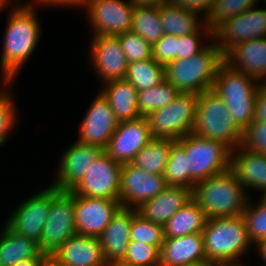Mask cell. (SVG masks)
Returning a JSON list of instances; mask_svg holds the SVG:
<instances>
[{
    "label": "cell",
    "instance_id": "13",
    "mask_svg": "<svg viewBox=\"0 0 266 266\" xmlns=\"http://www.w3.org/2000/svg\"><path fill=\"white\" fill-rule=\"evenodd\" d=\"M164 175L147 173L131 163L121 164L119 201L123 208H138L166 187Z\"/></svg>",
    "mask_w": 266,
    "mask_h": 266
},
{
    "label": "cell",
    "instance_id": "6",
    "mask_svg": "<svg viewBox=\"0 0 266 266\" xmlns=\"http://www.w3.org/2000/svg\"><path fill=\"white\" fill-rule=\"evenodd\" d=\"M192 133L221 141L232 150L241 145L243 139V131L234 122L230 110L212 89L198 95Z\"/></svg>",
    "mask_w": 266,
    "mask_h": 266
},
{
    "label": "cell",
    "instance_id": "50",
    "mask_svg": "<svg viewBox=\"0 0 266 266\" xmlns=\"http://www.w3.org/2000/svg\"><path fill=\"white\" fill-rule=\"evenodd\" d=\"M17 2V0H0V13L3 11L2 9H6L8 8V6H13L15 3Z\"/></svg>",
    "mask_w": 266,
    "mask_h": 266
},
{
    "label": "cell",
    "instance_id": "45",
    "mask_svg": "<svg viewBox=\"0 0 266 266\" xmlns=\"http://www.w3.org/2000/svg\"><path fill=\"white\" fill-rule=\"evenodd\" d=\"M254 120L266 122V84H261L255 99Z\"/></svg>",
    "mask_w": 266,
    "mask_h": 266
},
{
    "label": "cell",
    "instance_id": "3",
    "mask_svg": "<svg viewBox=\"0 0 266 266\" xmlns=\"http://www.w3.org/2000/svg\"><path fill=\"white\" fill-rule=\"evenodd\" d=\"M248 194L230 168L197 182L193 190L207 218L242 215L251 198Z\"/></svg>",
    "mask_w": 266,
    "mask_h": 266
},
{
    "label": "cell",
    "instance_id": "43",
    "mask_svg": "<svg viewBox=\"0 0 266 266\" xmlns=\"http://www.w3.org/2000/svg\"><path fill=\"white\" fill-rule=\"evenodd\" d=\"M178 41L179 36L164 34L152 45V57L164 66L178 59Z\"/></svg>",
    "mask_w": 266,
    "mask_h": 266
},
{
    "label": "cell",
    "instance_id": "17",
    "mask_svg": "<svg viewBox=\"0 0 266 266\" xmlns=\"http://www.w3.org/2000/svg\"><path fill=\"white\" fill-rule=\"evenodd\" d=\"M79 123V134L76 141L106 149L109 140L116 130L118 121L110 104L100 91Z\"/></svg>",
    "mask_w": 266,
    "mask_h": 266
},
{
    "label": "cell",
    "instance_id": "19",
    "mask_svg": "<svg viewBox=\"0 0 266 266\" xmlns=\"http://www.w3.org/2000/svg\"><path fill=\"white\" fill-rule=\"evenodd\" d=\"M103 152L104 150L98 146L73 142L62 153L56 178L51 185L58 190L72 191Z\"/></svg>",
    "mask_w": 266,
    "mask_h": 266
},
{
    "label": "cell",
    "instance_id": "32",
    "mask_svg": "<svg viewBox=\"0 0 266 266\" xmlns=\"http://www.w3.org/2000/svg\"><path fill=\"white\" fill-rule=\"evenodd\" d=\"M125 79L137 91L149 89L165 80V66L158 63L153 57L143 61L128 63Z\"/></svg>",
    "mask_w": 266,
    "mask_h": 266
},
{
    "label": "cell",
    "instance_id": "9",
    "mask_svg": "<svg viewBox=\"0 0 266 266\" xmlns=\"http://www.w3.org/2000/svg\"><path fill=\"white\" fill-rule=\"evenodd\" d=\"M73 193L51 185V204L38 245L41 253L51 257L70 237L76 235Z\"/></svg>",
    "mask_w": 266,
    "mask_h": 266
},
{
    "label": "cell",
    "instance_id": "23",
    "mask_svg": "<svg viewBox=\"0 0 266 266\" xmlns=\"http://www.w3.org/2000/svg\"><path fill=\"white\" fill-rule=\"evenodd\" d=\"M193 197V190L184 186H167L154 198L143 202L137 213L144 219L165 225Z\"/></svg>",
    "mask_w": 266,
    "mask_h": 266
},
{
    "label": "cell",
    "instance_id": "21",
    "mask_svg": "<svg viewBox=\"0 0 266 266\" xmlns=\"http://www.w3.org/2000/svg\"><path fill=\"white\" fill-rule=\"evenodd\" d=\"M224 63L266 84V37L241 42L223 55Z\"/></svg>",
    "mask_w": 266,
    "mask_h": 266
},
{
    "label": "cell",
    "instance_id": "10",
    "mask_svg": "<svg viewBox=\"0 0 266 266\" xmlns=\"http://www.w3.org/2000/svg\"><path fill=\"white\" fill-rule=\"evenodd\" d=\"M256 7L228 18L212 31V39L223 55L238 43L266 37V6Z\"/></svg>",
    "mask_w": 266,
    "mask_h": 266
},
{
    "label": "cell",
    "instance_id": "34",
    "mask_svg": "<svg viewBox=\"0 0 266 266\" xmlns=\"http://www.w3.org/2000/svg\"><path fill=\"white\" fill-rule=\"evenodd\" d=\"M163 175L168 186H184L191 189V175L185 148L178 141L171 146Z\"/></svg>",
    "mask_w": 266,
    "mask_h": 266
},
{
    "label": "cell",
    "instance_id": "37",
    "mask_svg": "<svg viewBox=\"0 0 266 266\" xmlns=\"http://www.w3.org/2000/svg\"><path fill=\"white\" fill-rule=\"evenodd\" d=\"M260 0H214V5L205 23L212 31L228 18L240 15L245 10L259 4Z\"/></svg>",
    "mask_w": 266,
    "mask_h": 266
},
{
    "label": "cell",
    "instance_id": "8",
    "mask_svg": "<svg viewBox=\"0 0 266 266\" xmlns=\"http://www.w3.org/2000/svg\"><path fill=\"white\" fill-rule=\"evenodd\" d=\"M198 95L180 92L172 102L145 116L153 138L178 141L192 133Z\"/></svg>",
    "mask_w": 266,
    "mask_h": 266
},
{
    "label": "cell",
    "instance_id": "38",
    "mask_svg": "<svg viewBox=\"0 0 266 266\" xmlns=\"http://www.w3.org/2000/svg\"><path fill=\"white\" fill-rule=\"evenodd\" d=\"M160 248L142 241H130L120 263L126 266H160Z\"/></svg>",
    "mask_w": 266,
    "mask_h": 266
},
{
    "label": "cell",
    "instance_id": "29",
    "mask_svg": "<svg viewBox=\"0 0 266 266\" xmlns=\"http://www.w3.org/2000/svg\"><path fill=\"white\" fill-rule=\"evenodd\" d=\"M160 19L164 34L184 36L197 32L205 19L200 14L174 6L167 1L160 4Z\"/></svg>",
    "mask_w": 266,
    "mask_h": 266
},
{
    "label": "cell",
    "instance_id": "11",
    "mask_svg": "<svg viewBox=\"0 0 266 266\" xmlns=\"http://www.w3.org/2000/svg\"><path fill=\"white\" fill-rule=\"evenodd\" d=\"M50 204L51 184L18 204V207L12 210L8 216L5 224L15 233L25 236L39 245Z\"/></svg>",
    "mask_w": 266,
    "mask_h": 266
},
{
    "label": "cell",
    "instance_id": "24",
    "mask_svg": "<svg viewBox=\"0 0 266 266\" xmlns=\"http://www.w3.org/2000/svg\"><path fill=\"white\" fill-rule=\"evenodd\" d=\"M230 169L247 191L266 190V155L239 145L231 151Z\"/></svg>",
    "mask_w": 266,
    "mask_h": 266
},
{
    "label": "cell",
    "instance_id": "52",
    "mask_svg": "<svg viewBox=\"0 0 266 266\" xmlns=\"http://www.w3.org/2000/svg\"><path fill=\"white\" fill-rule=\"evenodd\" d=\"M104 266H126V265L117 262V263H106Z\"/></svg>",
    "mask_w": 266,
    "mask_h": 266
},
{
    "label": "cell",
    "instance_id": "22",
    "mask_svg": "<svg viewBox=\"0 0 266 266\" xmlns=\"http://www.w3.org/2000/svg\"><path fill=\"white\" fill-rule=\"evenodd\" d=\"M206 262L202 233L165 238L160 248V266H194Z\"/></svg>",
    "mask_w": 266,
    "mask_h": 266
},
{
    "label": "cell",
    "instance_id": "2",
    "mask_svg": "<svg viewBox=\"0 0 266 266\" xmlns=\"http://www.w3.org/2000/svg\"><path fill=\"white\" fill-rule=\"evenodd\" d=\"M202 234L206 262L219 266L247 265L243 259L253 244L242 215L207 218Z\"/></svg>",
    "mask_w": 266,
    "mask_h": 266
},
{
    "label": "cell",
    "instance_id": "28",
    "mask_svg": "<svg viewBox=\"0 0 266 266\" xmlns=\"http://www.w3.org/2000/svg\"><path fill=\"white\" fill-rule=\"evenodd\" d=\"M0 233V266H14L41 253L36 242L15 233L6 224Z\"/></svg>",
    "mask_w": 266,
    "mask_h": 266
},
{
    "label": "cell",
    "instance_id": "12",
    "mask_svg": "<svg viewBox=\"0 0 266 266\" xmlns=\"http://www.w3.org/2000/svg\"><path fill=\"white\" fill-rule=\"evenodd\" d=\"M85 9L91 35L117 36L131 30L134 6L128 0H89Z\"/></svg>",
    "mask_w": 266,
    "mask_h": 266
},
{
    "label": "cell",
    "instance_id": "25",
    "mask_svg": "<svg viewBox=\"0 0 266 266\" xmlns=\"http://www.w3.org/2000/svg\"><path fill=\"white\" fill-rule=\"evenodd\" d=\"M133 209L121 207L99 237L106 263L121 262L130 242Z\"/></svg>",
    "mask_w": 266,
    "mask_h": 266
},
{
    "label": "cell",
    "instance_id": "46",
    "mask_svg": "<svg viewBox=\"0 0 266 266\" xmlns=\"http://www.w3.org/2000/svg\"><path fill=\"white\" fill-rule=\"evenodd\" d=\"M36 1V2H35ZM89 0H34L38 6L48 7H83L85 8Z\"/></svg>",
    "mask_w": 266,
    "mask_h": 266
},
{
    "label": "cell",
    "instance_id": "18",
    "mask_svg": "<svg viewBox=\"0 0 266 266\" xmlns=\"http://www.w3.org/2000/svg\"><path fill=\"white\" fill-rule=\"evenodd\" d=\"M153 139L145 117L118 122L104 150L114 161L131 163L138 152Z\"/></svg>",
    "mask_w": 266,
    "mask_h": 266
},
{
    "label": "cell",
    "instance_id": "26",
    "mask_svg": "<svg viewBox=\"0 0 266 266\" xmlns=\"http://www.w3.org/2000/svg\"><path fill=\"white\" fill-rule=\"evenodd\" d=\"M101 91L108 100L118 122L141 117L138 110V91L126 79L112 80L101 85Z\"/></svg>",
    "mask_w": 266,
    "mask_h": 266
},
{
    "label": "cell",
    "instance_id": "4",
    "mask_svg": "<svg viewBox=\"0 0 266 266\" xmlns=\"http://www.w3.org/2000/svg\"><path fill=\"white\" fill-rule=\"evenodd\" d=\"M198 53L189 58L175 59L165 66V79L179 92L201 94L211 90L223 54L211 39Z\"/></svg>",
    "mask_w": 266,
    "mask_h": 266
},
{
    "label": "cell",
    "instance_id": "30",
    "mask_svg": "<svg viewBox=\"0 0 266 266\" xmlns=\"http://www.w3.org/2000/svg\"><path fill=\"white\" fill-rule=\"evenodd\" d=\"M175 142L169 139L153 138L138 152L132 163L147 173L163 175L171 146Z\"/></svg>",
    "mask_w": 266,
    "mask_h": 266
},
{
    "label": "cell",
    "instance_id": "31",
    "mask_svg": "<svg viewBox=\"0 0 266 266\" xmlns=\"http://www.w3.org/2000/svg\"><path fill=\"white\" fill-rule=\"evenodd\" d=\"M130 31L139 34L151 45L156 43L164 35L160 5L134 7Z\"/></svg>",
    "mask_w": 266,
    "mask_h": 266
},
{
    "label": "cell",
    "instance_id": "44",
    "mask_svg": "<svg viewBox=\"0 0 266 266\" xmlns=\"http://www.w3.org/2000/svg\"><path fill=\"white\" fill-rule=\"evenodd\" d=\"M167 2L203 15L204 19L209 16L214 5V0H167Z\"/></svg>",
    "mask_w": 266,
    "mask_h": 266
},
{
    "label": "cell",
    "instance_id": "49",
    "mask_svg": "<svg viewBox=\"0 0 266 266\" xmlns=\"http://www.w3.org/2000/svg\"><path fill=\"white\" fill-rule=\"evenodd\" d=\"M134 7L136 6H155L160 5L167 0H128Z\"/></svg>",
    "mask_w": 266,
    "mask_h": 266
},
{
    "label": "cell",
    "instance_id": "15",
    "mask_svg": "<svg viewBox=\"0 0 266 266\" xmlns=\"http://www.w3.org/2000/svg\"><path fill=\"white\" fill-rule=\"evenodd\" d=\"M89 57L100 84L125 79L128 62L118 36L91 35Z\"/></svg>",
    "mask_w": 266,
    "mask_h": 266
},
{
    "label": "cell",
    "instance_id": "14",
    "mask_svg": "<svg viewBox=\"0 0 266 266\" xmlns=\"http://www.w3.org/2000/svg\"><path fill=\"white\" fill-rule=\"evenodd\" d=\"M120 180L121 164L104 151L71 192L79 196L119 200Z\"/></svg>",
    "mask_w": 266,
    "mask_h": 266
},
{
    "label": "cell",
    "instance_id": "51",
    "mask_svg": "<svg viewBox=\"0 0 266 266\" xmlns=\"http://www.w3.org/2000/svg\"><path fill=\"white\" fill-rule=\"evenodd\" d=\"M259 201L266 206V190L260 193Z\"/></svg>",
    "mask_w": 266,
    "mask_h": 266
},
{
    "label": "cell",
    "instance_id": "47",
    "mask_svg": "<svg viewBox=\"0 0 266 266\" xmlns=\"http://www.w3.org/2000/svg\"><path fill=\"white\" fill-rule=\"evenodd\" d=\"M50 257L46 254L40 253L36 258L20 261L14 266H48Z\"/></svg>",
    "mask_w": 266,
    "mask_h": 266
},
{
    "label": "cell",
    "instance_id": "16",
    "mask_svg": "<svg viewBox=\"0 0 266 266\" xmlns=\"http://www.w3.org/2000/svg\"><path fill=\"white\" fill-rule=\"evenodd\" d=\"M75 226L78 235L100 237L121 208L119 200L73 194Z\"/></svg>",
    "mask_w": 266,
    "mask_h": 266
},
{
    "label": "cell",
    "instance_id": "36",
    "mask_svg": "<svg viewBox=\"0 0 266 266\" xmlns=\"http://www.w3.org/2000/svg\"><path fill=\"white\" fill-rule=\"evenodd\" d=\"M165 240L164 226L144 219L133 209V220L130 228V241H142L144 243L161 246Z\"/></svg>",
    "mask_w": 266,
    "mask_h": 266
},
{
    "label": "cell",
    "instance_id": "1",
    "mask_svg": "<svg viewBox=\"0 0 266 266\" xmlns=\"http://www.w3.org/2000/svg\"><path fill=\"white\" fill-rule=\"evenodd\" d=\"M36 5L34 2H16L9 7L0 59L1 81L14 83L24 63L36 50L42 32L38 22L40 20L37 19Z\"/></svg>",
    "mask_w": 266,
    "mask_h": 266
},
{
    "label": "cell",
    "instance_id": "41",
    "mask_svg": "<svg viewBox=\"0 0 266 266\" xmlns=\"http://www.w3.org/2000/svg\"><path fill=\"white\" fill-rule=\"evenodd\" d=\"M204 38L208 39L204 41ZM212 38V29L206 23L195 33L179 36L178 59L189 58L198 53Z\"/></svg>",
    "mask_w": 266,
    "mask_h": 266
},
{
    "label": "cell",
    "instance_id": "27",
    "mask_svg": "<svg viewBox=\"0 0 266 266\" xmlns=\"http://www.w3.org/2000/svg\"><path fill=\"white\" fill-rule=\"evenodd\" d=\"M207 217L192 197L164 225L165 238H178L188 234L202 233Z\"/></svg>",
    "mask_w": 266,
    "mask_h": 266
},
{
    "label": "cell",
    "instance_id": "7",
    "mask_svg": "<svg viewBox=\"0 0 266 266\" xmlns=\"http://www.w3.org/2000/svg\"><path fill=\"white\" fill-rule=\"evenodd\" d=\"M178 142L185 148L191 190L197 182L230 168L232 149L225 143L193 133L183 136Z\"/></svg>",
    "mask_w": 266,
    "mask_h": 266
},
{
    "label": "cell",
    "instance_id": "5",
    "mask_svg": "<svg viewBox=\"0 0 266 266\" xmlns=\"http://www.w3.org/2000/svg\"><path fill=\"white\" fill-rule=\"evenodd\" d=\"M260 85L256 79L224 62L218 68L212 90L225 102L242 131L254 120L255 99Z\"/></svg>",
    "mask_w": 266,
    "mask_h": 266
},
{
    "label": "cell",
    "instance_id": "53",
    "mask_svg": "<svg viewBox=\"0 0 266 266\" xmlns=\"http://www.w3.org/2000/svg\"><path fill=\"white\" fill-rule=\"evenodd\" d=\"M194 266H219V265L213 264V263H209V262H205V263L194 265Z\"/></svg>",
    "mask_w": 266,
    "mask_h": 266
},
{
    "label": "cell",
    "instance_id": "42",
    "mask_svg": "<svg viewBox=\"0 0 266 266\" xmlns=\"http://www.w3.org/2000/svg\"><path fill=\"white\" fill-rule=\"evenodd\" d=\"M241 146L266 155V122L253 120L244 130Z\"/></svg>",
    "mask_w": 266,
    "mask_h": 266
},
{
    "label": "cell",
    "instance_id": "40",
    "mask_svg": "<svg viewBox=\"0 0 266 266\" xmlns=\"http://www.w3.org/2000/svg\"><path fill=\"white\" fill-rule=\"evenodd\" d=\"M128 63L143 61L152 57V45L132 31L117 35Z\"/></svg>",
    "mask_w": 266,
    "mask_h": 266
},
{
    "label": "cell",
    "instance_id": "39",
    "mask_svg": "<svg viewBox=\"0 0 266 266\" xmlns=\"http://www.w3.org/2000/svg\"><path fill=\"white\" fill-rule=\"evenodd\" d=\"M249 199L243 210V218L247 226V233L252 244L266 238V206L260 201ZM257 203V204H256Z\"/></svg>",
    "mask_w": 266,
    "mask_h": 266
},
{
    "label": "cell",
    "instance_id": "20",
    "mask_svg": "<svg viewBox=\"0 0 266 266\" xmlns=\"http://www.w3.org/2000/svg\"><path fill=\"white\" fill-rule=\"evenodd\" d=\"M53 266H104L99 237L74 235L67 239L50 257Z\"/></svg>",
    "mask_w": 266,
    "mask_h": 266
},
{
    "label": "cell",
    "instance_id": "35",
    "mask_svg": "<svg viewBox=\"0 0 266 266\" xmlns=\"http://www.w3.org/2000/svg\"><path fill=\"white\" fill-rule=\"evenodd\" d=\"M11 83L12 81H1L2 87L0 86V147L7 143L10 133L12 135L19 121V110L10 88Z\"/></svg>",
    "mask_w": 266,
    "mask_h": 266
},
{
    "label": "cell",
    "instance_id": "33",
    "mask_svg": "<svg viewBox=\"0 0 266 266\" xmlns=\"http://www.w3.org/2000/svg\"><path fill=\"white\" fill-rule=\"evenodd\" d=\"M180 92L166 79L155 87L138 91V110L142 117L166 106Z\"/></svg>",
    "mask_w": 266,
    "mask_h": 266
},
{
    "label": "cell",
    "instance_id": "48",
    "mask_svg": "<svg viewBox=\"0 0 266 266\" xmlns=\"http://www.w3.org/2000/svg\"><path fill=\"white\" fill-rule=\"evenodd\" d=\"M253 246L254 249L256 247V251L259 253V258H261L262 262H264V266H266V238L260 240Z\"/></svg>",
    "mask_w": 266,
    "mask_h": 266
}]
</instances>
